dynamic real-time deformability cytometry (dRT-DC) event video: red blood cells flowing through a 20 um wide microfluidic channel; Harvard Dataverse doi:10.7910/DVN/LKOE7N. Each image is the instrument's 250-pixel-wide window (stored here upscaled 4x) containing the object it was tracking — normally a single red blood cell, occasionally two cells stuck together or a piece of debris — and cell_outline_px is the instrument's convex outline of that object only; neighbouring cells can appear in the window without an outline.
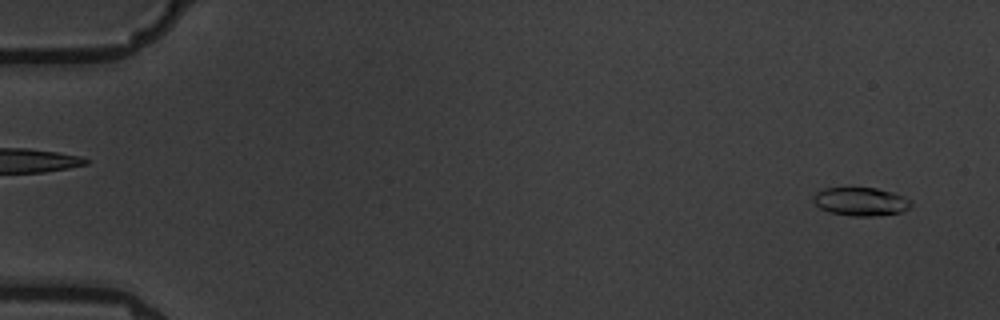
{"species": "common noctule bat (a hibernating species)", "species_latin": "Nyctalus noctula", "temperature_condition": "warm", "stored_images_in_passage": 7, "camera_frame_rate_fps": 3000, "um_per_image_px": 0.085, "animal": {"sex": "male", "body_mass_g": 19.5, "forearm_length_mm": 54.6}, "frame": {"image": 1, "passage_image": 1, "time_ms": 0.0, "image_size_px": [1000, 320], "cell_outline_px": [[912, 204], [908, 208], [900, 212], [872, 216], [852, 216], [828, 212], [820, 208], [812, 200], [812, 196], [816, 192], [824, 188], [876, 188], [892, 192], [912, 200]], "centroid_in_image_um": [73.13, 17.13], "position_along_channel_um": 11.9, "area_um2": 16.13}}
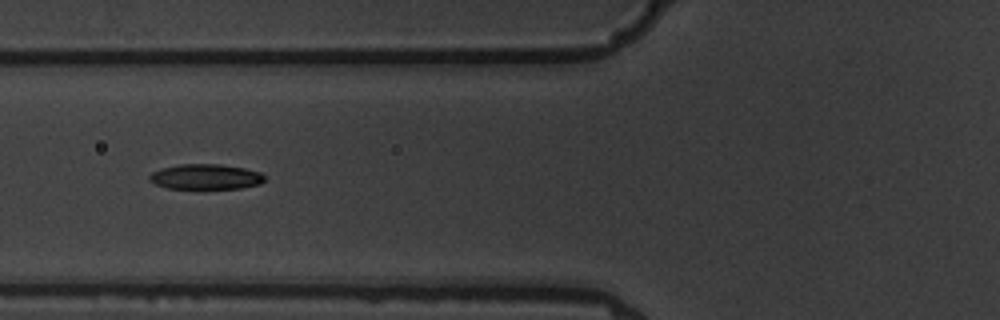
{"frame": {"image": 2, "passage_image": 6, "time_ms": 6.667, "image_size_px": [1000, 320], "cell_outline_px": [[264, 180], [260, 184], [240, 188], [168, 188], [156, 184], [148, 180], [148, 176], [152, 172], [160, 168], [180, 164], [220, 164], [244, 168], [260, 172], [264, 176]], "centroid_in_image_um": [17.46, 15.01], "position_along_channel_um": 108.3, "area_um2": 16.88}}
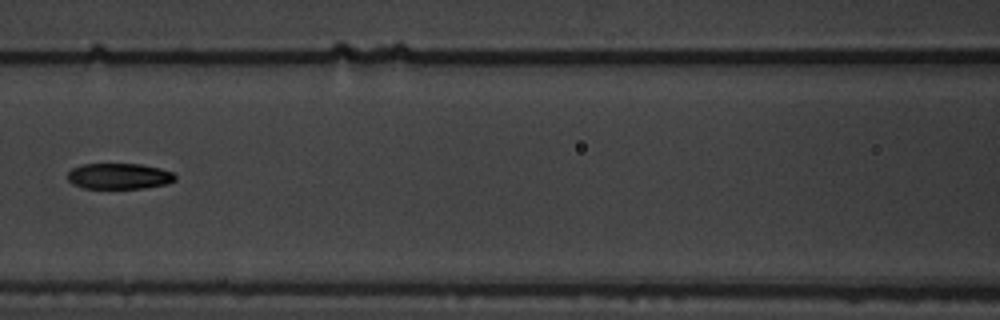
{"frame": {"image": 3, "passage_image": 7, "time_ms": 8.0, "image_size_px": [1000, 320], "cell_outline_px": [[176, 180], [168, 184], [144, 188], [84, 188], [72, 184], [68, 180], [68, 172], [72, 168], [80, 164], [140, 164], [160, 168], [172, 172], [176, 176]], "centroid_in_image_um": [10.13, 14.97], "position_along_channel_um": 156.5, "area_um2": 16.3}}